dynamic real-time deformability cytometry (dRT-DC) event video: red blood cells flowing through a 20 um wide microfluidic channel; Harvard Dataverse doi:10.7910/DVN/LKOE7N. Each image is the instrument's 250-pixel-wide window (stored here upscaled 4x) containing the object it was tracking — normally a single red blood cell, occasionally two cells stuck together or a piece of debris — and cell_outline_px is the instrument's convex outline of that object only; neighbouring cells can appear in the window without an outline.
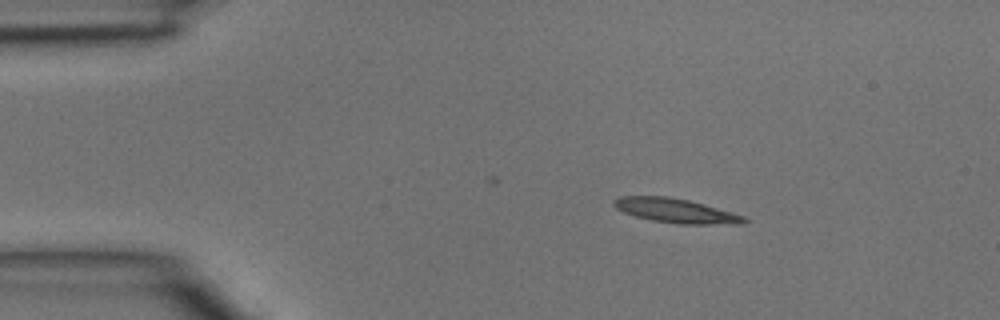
{"species": "common noctule bat (a hibernating species)", "species_latin": "Nyctalus noctula", "temperature_condition": "room temperature", "stored_images_in_passage": 3, "camera_frame_rate_fps": 3000, "um_per_image_px": 0.085, "animal": {"sex": "male", "body_mass_g": 15.6}, "frame": {"image": 1, "passage_image": 1, "time_ms": 0.0, "image_size_px": [1000, 320], "cell_outline_px": [[748, 220], [744, 224], [676, 224], [652, 220], [636, 216], [624, 212], [616, 208], [612, 204], [612, 200], [620, 196], [668, 196], [688, 200], [704, 204], [732, 212], [744, 216]], "centroid_in_image_um": [57.44, 17.91], "position_along_channel_um": 27.6, "area_um2": 18.5}}